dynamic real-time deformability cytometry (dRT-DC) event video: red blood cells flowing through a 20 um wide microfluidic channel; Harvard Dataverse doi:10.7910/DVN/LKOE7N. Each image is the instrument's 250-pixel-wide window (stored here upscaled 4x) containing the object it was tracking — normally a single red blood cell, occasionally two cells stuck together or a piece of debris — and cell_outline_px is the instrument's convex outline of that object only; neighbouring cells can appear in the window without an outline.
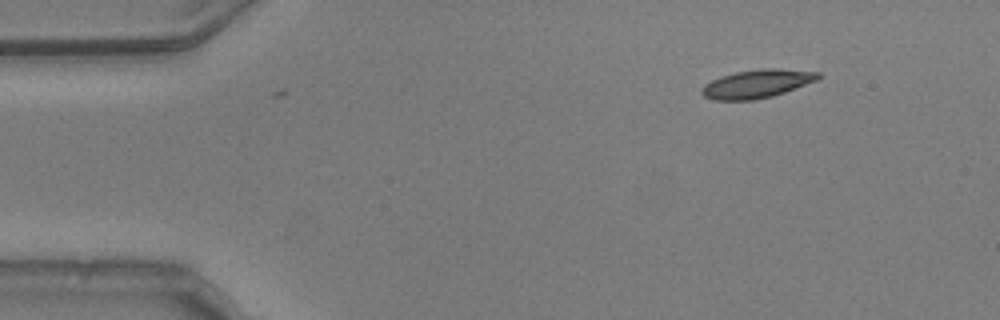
{"species": "common noctule bat (a hibernating species)", "species_latin": "Nyctalus noctula", "temperature_condition": "warm", "stored_images_in_passage": 48, "camera_frame_rate_fps": 3000, "um_per_image_px": 0.085, "animal": {"sex": "male", "body_mass_g": 20.5, "forearm_length_mm": 52.5}, "frame": {"image": 1, "passage_image": 1, "time_ms": 0.0, "image_size_px": [1000, 320], "cell_outline_px": [[820, 76], [816, 80], [784, 92], [772, 96], [752, 100], [712, 100], [704, 96], [700, 92], [700, 88], [704, 84], [720, 76], [736, 72], [760, 68], [776, 68], [820, 72]], "centroid_in_image_um": [64.28, 7.12], "position_along_channel_um": 20.7, "area_um2": 19.19}}
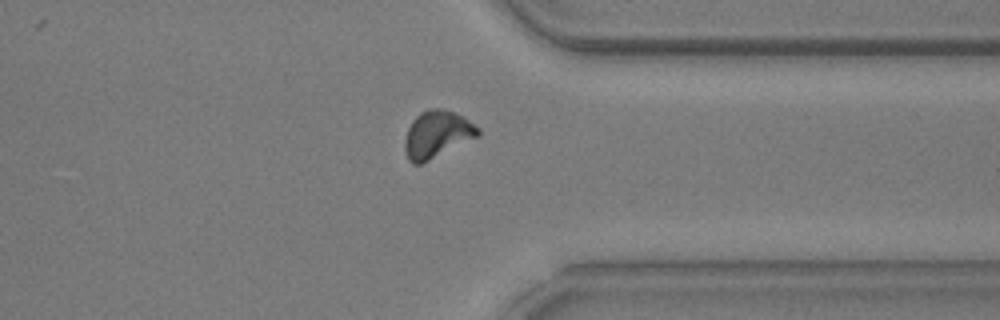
{"frame": {"image": 2, "passage_image": 36, "time_ms": 11.667, "image_size_px": [1000, 320], "cell_outline_px": [[480, 136], [420, 164], [412, 164], [408, 160], [404, 148], [404, 140], [408, 128], [412, 120], [420, 112], [428, 108], [440, 108], [464, 116], [480, 128]], "centroid_in_image_um": [37.15, 11.41], "position_along_channel_um": 374.3, "area_um2": 20.23}}
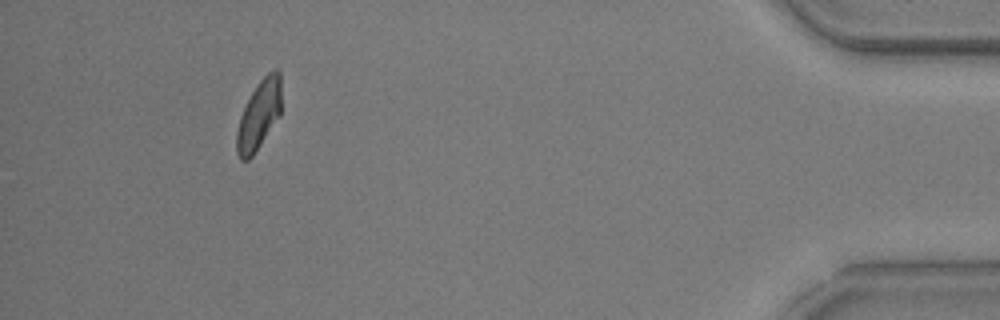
{"frame": {"image": 3, "passage_image": 44, "time_ms": 14.333, "image_size_px": [1000, 320], "cell_outline_px": [[280, 116], [252, 156], [248, 160], [240, 160], [236, 152], [236, 132], [240, 116], [256, 84], [272, 68], [276, 68], [280, 72]], "centroid_in_image_um": [22.0, 9.77], "position_along_channel_um": 413.2, "area_um2": 17.92}, "authors_computed_cell_mechanics": {"area_um2": 18.9584, "velocity_mm_per_s": 3.7567, "shape_relaxation_time_tau1_ms": 2.7879, "shape_relaxation_time_tau2_ms": 1.6476, "deformation_change_tau1": 0.1258, "deformation_change_tau2": 0.0606}}